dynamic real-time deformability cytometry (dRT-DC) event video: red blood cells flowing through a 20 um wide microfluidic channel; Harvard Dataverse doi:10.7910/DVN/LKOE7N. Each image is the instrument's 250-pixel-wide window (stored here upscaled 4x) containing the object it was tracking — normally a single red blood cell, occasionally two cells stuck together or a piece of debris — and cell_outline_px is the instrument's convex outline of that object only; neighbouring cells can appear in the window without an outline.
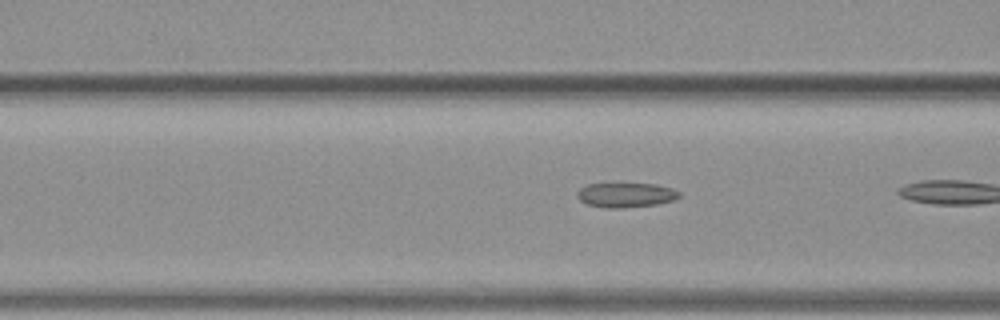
{"species": "common noctule bat (a hibernating species)", "species_latin": "Nyctalus noctula", "temperature_condition": "warm", "stored_images_in_passage": 4, "camera_frame_rate_fps": 3000, "um_per_image_px": 0.085, "animal": {"sex": "female", "body_mass_g": 19.3, "forearm_length_mm": 54.1}, "frame": {"image": 1, "passage_image": 3, "time_ms": 0.667, "image_size_px": [1000, 320], "cell_outline_px": [[680, 196], [676, 200], [656, 204], [620, 208], [604, 208], [588, 204], [580, 200], [576, 196], [576, 192], [580, 188], [588, 184], [656, 184], [672, 188], [680, 192]], "centroid_in_image_um": [53.2, 16.58], "position_along_channel_um": 113.4, "area_um2": 14.62}}